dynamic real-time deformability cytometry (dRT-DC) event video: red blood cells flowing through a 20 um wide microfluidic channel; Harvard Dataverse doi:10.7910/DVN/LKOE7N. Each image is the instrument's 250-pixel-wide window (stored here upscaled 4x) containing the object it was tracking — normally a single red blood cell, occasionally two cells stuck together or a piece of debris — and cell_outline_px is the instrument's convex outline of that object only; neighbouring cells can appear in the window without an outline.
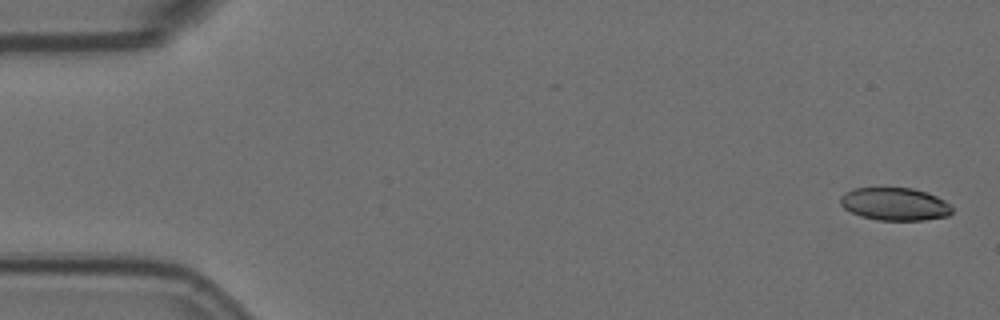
{"species": "Egyptian fruit bat (a non-hibernating species)", "species_latin": "Rousettus aegyptiacus", "temperature_condition": "room temperature", "stored_images_in_passage": 5, "camera_frame_rate_fps": 3000, "um_per_image_px": 0.085, "animal": {"sex": "female"}, "frame": {"image": 1, "passage_image": 1, "time_ms": 0.0, "image_size_px": [1000, 320], "cell_outline_px": [[952, 212], [948, 216], [924, 220], [876, 220], [860, 216], [844, 208], [840, 204], [840, 196], [844, 192], [852, 188], [912, 188], [936, 196], [944, 200], [952, 208]], "centroid_in_image_um": [76.02, 17.35], "position_along_channel_um": 9.0, "area_um2": 21.33}}
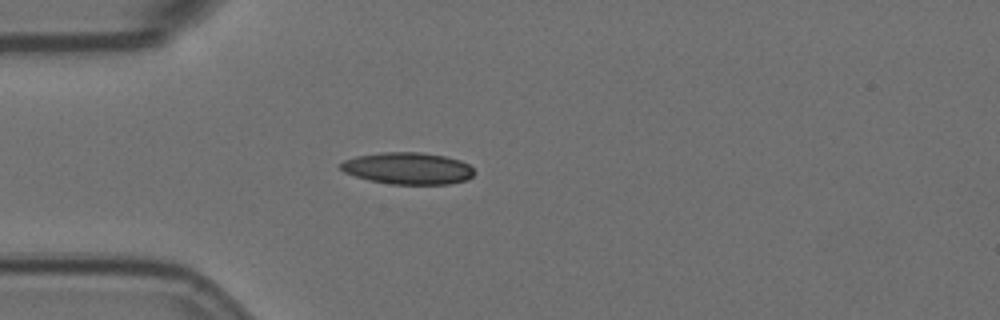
{"frame": {"image": 2, "passage_image": 5, "time_ms": 1.333, "image_size_px": [1000, 320], "cell_outline_px": [[472, 176], [464, 180], [448, 184], [392, 184], [368, 180], [344, 172], [340, 168], [340, 164], [344, 160], [356, 156], [380, 152], [420, 152], [444, 156], [460, 160], [468, 164], [472, 168]], "centroid_in_image_um": [34.63, 14.3], "position_along_channel_um": 50.4, "area_um2": 24.62}}